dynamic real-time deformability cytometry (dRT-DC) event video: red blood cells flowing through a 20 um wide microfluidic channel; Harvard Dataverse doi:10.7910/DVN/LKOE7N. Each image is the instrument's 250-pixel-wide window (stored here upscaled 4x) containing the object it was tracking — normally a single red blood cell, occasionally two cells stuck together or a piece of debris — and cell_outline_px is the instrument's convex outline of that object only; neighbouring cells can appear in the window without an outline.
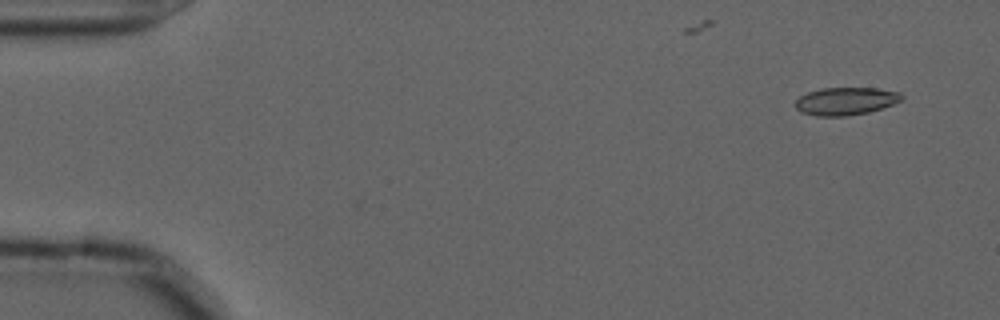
{"species": "common noctule bat (a hibernating species)", "species_latin": "Nyctalus noctula", "temperature_condition": "cold", "stored_images_in_passage": 13, "camera_frame_rate_fps": 3000, "um_per_image_px": 0.085, "animal": {"sex": "male", "forearm_length_mm": 52.5}, "frame": {"image": 1, "passage_image": 1, "time_ms": 0.0, "image_size_px": [1000, 320], "cell_outline_px": [[904, 100], [868, 112], [848, 116], [816, 116], [800, 112], [792, 104], [800, 96], [808, 92], [820, 88], [876, 88], [900, 92], [904, 96]], "centroid_in_image_um": [71.86, 8.6], "position_along_channel_um": 13.1, "area_um2": 17.34}}
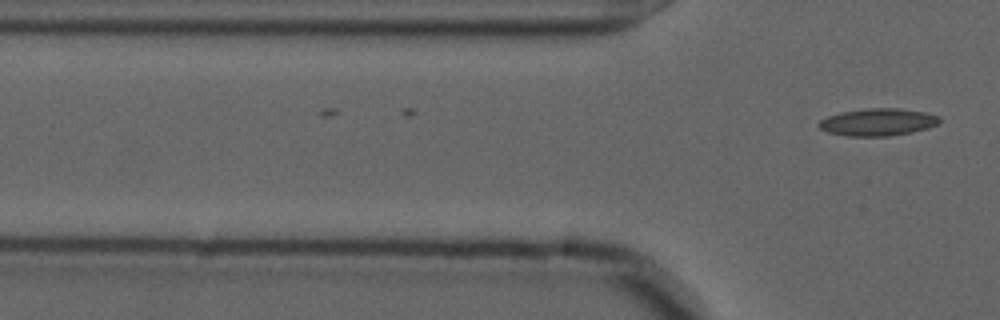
{"frame": {"image": 2, "passage_image": 13, "time_ms": 4.0, "image_size_px": [1000, 320], "cell_outline_px": [[940, 120], [936, 124], [928, 128], [912, 132], [888, 136], [844, 136], [828, 132], [820, 128], [816, 124], [820, 120], [828, 116], [840, 112], [868, 108], [900, 108], [924, 112], [940, 116]], "centroid_in_image_um": [74.59, 10.38], "position_along_channel_um": 51.2, "area_um2": 19.25}}